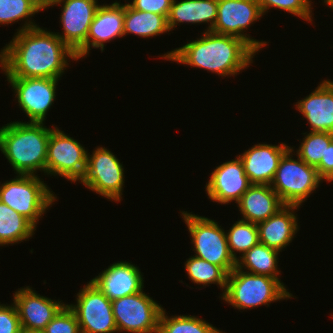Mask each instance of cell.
<instances>
[{
	"label": "cell",
	"instance_id": "obj_24",
	"mask_svg": "<svg viewBox=\"0 0 333 333\" xmlns=\"http://www.w3.org/2000/svg\"><path fill=\"white\" fill-rule=\"evenodd\" d=\"M166 32L170 31L164 15L135 10L125 3L124 35L132 33L149 38Z\"/></svg>",
	"mask_w": 333,
	"mask_h": 333
},
{
	"label": "cell",
	"instance_id": "obj_10",
	"mask_svg": "<svg viewBox=\"0 0 333 333\" xmlns=\"http://www.w3.org/2000/svg\"><path fill=\"white\" fill-rule=\"evenodd\" d=\"M124 172L119 159L110 150L98 147L92 155L87 153L86 172L80 183L111 201L119 202L122 198Z\"/></svg>",
	"mask_w": 333,
	"mask_h": 333
},
{
	"label": "cell",
	"instance_id": "obj_5",
	"mask_svg": "<svg viewBox=\"0 0 333 333\" xmlns=\"http://www.w3.org/2000/svg\"><path fill=\"white\" fill-rule=\"evenodd\" d=\"M56 198L37 175L18 174L0 186V202L26 217L35 226Z\"/></svg>",
	"mask_w": 333,
	"mask_h": 333
},
{
	"label": "cell",
	"instance_id": "obj_35",
	"mask_svg": "<svg viewBox=\"0 0 333 333\" xmlns=\"http://www.w3.org/2000/svg\"><path fill=\"white\" fill-rule=\"evenodd\" d=\"M172 2L173 0H133L128 4L135 10L153 12L167 18Z\"/></svg>",
	"mask_w": 333,
	"mask_h": 333
},
{
	"label": "cell",
	"instance_id": "obj_8",
	"mask_svg": "<svg viewBox=\"0 0 333 333\" xmlns=\"http://www.w3.org/2000/svg\"><path fill=\"white\" fill-rule=\"evenodd\" d=\"M87 151L80 142L59 128H52L47 144L46 174L71 182L81 181L87 167Z\"/></svg>",
	"mask_w": 333,
	"mask_h": 333
},
{
	"label": "cell",
	"instance_id": "obj_3",
	"mask_svg": "<svg viewBox=\"0 0 333 333\" xmlns=\"http://www.w3.org/2000/svg\"><path fill=\"white\" fill-rule=\"evenodd\" d=\"M44 123L10 122L0 128V150L16 174L46 173L47 144L51 128Z\"/></svg>",
	"mask_w": 333,
	"mask_h": 333
},
{
	"label": "cell",
	"instance_id": "obj_12",
	"mask_svg": "<svg viewBox=\"0 0 333 333\" xmlns=\"http://www.w3.org/2000/svg\"><path fill=\"white\" fill-rule=\"evenodd\" d=\"M63 4L60 22L63 34L57 36L76 54L77 59L86 56V39L94 19L98 0H57L50 6Z\"/></svg>",
	"mask_w": 333,
	"mask_h": 333
},
{
	"label": "cell",
	"instance_id": "obj_17",
	"mask_svg": "<svg viewBox=\"0 0 333 333\" xmlns=\"http://www.w3.org/2000/svg\"><path fill=\"white\" fill-rule=\"evenodd\" d=\"M109 300L143 291L144 280L137 266L119 261L90 280Z\"/></svg>",
	"mask_w": 333,
	"mask_h": 333
},
{
	"label": "cell",
	"instance_id": "obj_9",
	"mask_svg": "<svg viewBox=\"0 0 333 333\" xmlns=\"http://www.w3.org/2000/svg\"><path fill=\"white\" fill-rule=\"evenodd\" d=\"M111 302L118 332L158 333L163 307L143 291Z\"/></svg>",
	"mask_w": 333,
	"mask_h": 333
},
{
	"label": "cell",
	"instance_id": "obj_2",
	"mask_svg": "<svg viewBox=\"0 0 333 333\" xmlns=\"http://www.w3.org/2000/svg\"><path fill=\"white\" fill-rule=\"evenodd\" d=\"M256 51L241 38L205 31L197 40L167 52L162 57L220 76H235L249 67Z\"/></svg>",
	"mask_w": 333,
	"mask_h": 333
},
{
	"label": "cell",
	"instance_id": "obj_16",
	"mask_svg": "<svg viewBox=\"0 0 333 333\" xmlns=\"http://www.w3.org/2000/svg\"><path fill=\"white\" fill-rule=\"evenodd\" d=\"M22 329L43 331L66 305L36 293L31 287L21 288L13 295Z\"/></svg>",
	"mask_w": 333,
	"mask_h": 333
},
{
	"label": "cell",
	"instance_id": "obj_11",
	"mask_svg": "<svg viewBox=\"0 0 333 333\" xmlns=\"http://www.w3.org/2000/svg\"><path fill=\"white\" fill-rule=\"evenodd\" d=\"M76 305H68L76 314L81 333H118L112 302L91 281L78 292Z\"/></svg>",
	"mask_w": 333,
	"mask_h": 333
},
{
	"label": "cell",
	"instance_id": "obj_36",
	"mask_svg": "<svg viewBox=\"0 0 333 333\" xmlns=\"http://www.w3.org/2000/svg\"><path fill=\"white\" fill-rule=\"evenodd\" d=\"M316 170L323 180L333 181V140L326 147L325 161H321L316 166Z\"/></svg>",
	"mask_w": 333,
	"mask_h": 333
},
{
	"label": "cell",
	"instance_id": "obj_30",
	"mask_svg": "<svg viewBox=\"0 0 333 333\" xmlns=\"http://www.w3.org/2000/svg\"><path fill=\"white\" fill-rule=\"evenodd\" d=\"M228 248L234 260H238L237 254L241 256L259 243L258 226L255 223L239 220L226 232Z\"/></svg>",
	"mask_w": 333,
	"mask_h": 333
},
{
	"label": "cell",
	"instance_id": "obj_29",
	"mask_svg": "<svg viewBox=\"0 0 333 333\" xmlns=\"http://www.w3.org/2000/svg\"><path fill=\"white\" fill-rule=\"evenodd\" d=\"M164 308L159 317L158 333H222L205 320L191 315L168 317Z\"/></svg>",
	"mask_w": 333,
	"mask_h": 333
},
{
	"label": "cell",
	"instance_id": "obj_34",
	"mask_svg": "<svg viewBox=\"0 0 333 333\" xmlns=\"http://www.w3.org/2000/svg\"><path fill=\"white\" fill-rule=\"evenodd\" d=\"M12 305L0 304V333H21L19 315L15 304Z\"/></svg>",
	"mask_w": 333,
	"mask_h": 333
},
{
	"label": "cell",
	"instance_id": "obj_31",
	"mask_svg": "<svg viewBox=\"0 0 333 333\" xmlns=\"http://www.w3.org/2000/svg\"><path fill=\"white\" fill-rule=\"evenodd\" d=\"M304 136L297 157H300L306 164L316 167L321 161H325L326 147L333 140V133L314 132L303 133Z\"/></svg>",
	"mask_w": 333,
	"mask_h": 333
},
{
	"label": "cell",
	"instance_id": "obj_21",
	"mask_svg": "<svg viewBox=\"0 0 333 333\" xmlns=\"http://www.w3.org/2000/svg\"><path fill=\"white\" fill-rule=\"evenodd\" d=\"M295 209L299 206L284 205L267 220L258 223L259 242L279 252L287 247L299 230Z\"/></svg>",
	"mask_w": 333,
	"mask_h": 333
},
{
	"label": "cell",
	"instance_id": "obj_28",
	"mask_svg": "<svg viewBox=\"0 0 333 333\" xmlns=\"http://www.w3.org/2000/svg\"><path fill=\"white\" fill-rule=\"evenodd\" d=\"M43 10L44 8L37 0H0V25L27 19L17 32L38 27L37 24L28 19Z\"/></svg>",
	"mask_w": 333,
	"mask_h": 333
},
{
	"label": "cell",
	"instance_id": "obj_14",
	"mask_svg": "<svg viewBox=\"0 0 333 333\" xmlns=\"http://www.w3.org/2000/svg\"><path fill=\"white\" fill-rule=\"evenodd\" d=\"M29 122L43 123L56 96L59 79L6 77Z\"/></svg>",
	"mask_w": 333,
	"mask_h": 333
},
{
	"label": "cell",
	"instance_id": "obj_15",
	"mask_svg": "<svg viewBox=\"0 0 333 333\" xmlns=\"http://www.w3.org/2000/svg\"><path fill=\"white\" fill-rule=\"evenodd\" d=\"M251 185L243 162L237 155L234 160L217 166L205 187L207 196L213 202L228 204L237 203Z\"/></svg>",
	"mask_w": 333,
	"mask_h": 333
},
{
	"label": "cell",
	"instance_id": "obj_32",
	"mask_svg": "<svg viewBox=\"0 0 333 333\" xmlns=\"http://www.w3.org/2000/svg\"><path fill=\"white\" fill-rule=\"evenodd\" d=\"M263 15L270 7L278 8L298 16L306 21H312V8L310 0H256Z\"/></svg>",
	"mask_w": 333,
	"mask_h": 333
},
{
	"label": "cell",
	"instance_id": "obj_20",
	"mask_svg": "<svg viewBox=\"0 0 333 333\" xmlns=\"http://www.w3.org/2000/svg\"><path fill=\"white\" fill-rule=\"evenodd\" d=\"M125 4L113 2L100 5L89 27L86 39V55L90 47L104 50V43L124 36Z\"/></svg>",
	"mask_w": 333,
	"mask_h": 333
},
{
	"label": "cell",
	"instance_id": "obj_37",
	"mask_svg": "<svg viewBox=\"0 0 333 333\" xmlns=\"http://www.w3.org/2000/svg\"><path fill=\"white\" fill-rule=\"evenodd\" d=\"M37 1L44 9H48V7L50 8V5L57 0H37Z\"/></svg>",
	"mask_w": 333,
	"mask_h": 333
},
{
	"label": "cell",
	"instance_id": "obj_1",
	"mask_svg": "<svg viewBox=\"0 0 333 333\" xmlns=\"http://www.w3.org/2000/svg\"><path fill=\"white\" fill-rule=\"evenodd\" d=\"M76 54L56 35L39 26L17 32L0 52L7 77L60 79Z\"/></svg>",
	"mask_w": 333,
	"mask_h": 333
},
{
	"label": "cell",
	"instance_id": "obj_22",
	"mask_svg": "<svg viewBox=\"0 0 333 333\" xmlns=\"http://www.w3.org/2000/svg\"><path fill=\"white\" fill-rule=\"evenodd\" d=\"M243 218L258 224L274 215L284 204L270 185L252 184L237 202Z\"/></svg>",
	"mask_w": 333,
	"mask_h": 333
},
{
	"label": "cell",
	"instance_id": "obj_27",
	"mask_svg": "<svg viewBox=\"0 0 333 333\" xmlns=\"http://www.w3.org/2000/svg\"><path fill=\"white\" fill-rule=\"evenodd\" d=\"M184 268L194 284H201L203 287L216 284L224 290L222 294L225 293L228 273L222 267L193 255L187 259Z\"/></svg>",
	"mask_w": 333,
	"mask_h": 333
},
{
	"label": "cell",
	"instance_id": "obj_25",
	"mask_svg": "<svg viewBox=\"0 0 333 333\" xmlns=\"http://www.w3.org/2000/svg\"><path fill=\"white\" fill-rule=\"evenodd\" d=\"M280 252L267 247L265 244L258 243L247 251L242 257H238L236 267L240 270H248V273L256 275H266L272 278H278L280 271L278 267V254ZM245 267V268H244ZM250 271V272H249Z\"/></svg>",
	"mask_w": 333,
	"mask_h": 333
},
{
	"label": "cell",
	"instance_id": "obj_6",
	"mask_svg": "<svg viewBox=\"0 0 333 333\" xmlns=\"http://www.w3.org/2000/svg\"><path fill=\"white\" fill-rule=\"evenodd\" d=\"M293 151L290 147L281 157L270 186L284 205L300 207L323 179L316 167L306 164L300 157L293 159Z\"/></svg>",
	"mask_w": 333,
	"mask_h": 333
},
{
	"label": "cell",
	"instance_id": "obj_23",
	"mask_svg": "<svg viewBox=\"0 0 333 333\" xmlns=\"http://www.w3.org/2000/svg\"><path fill=\"white\" fill-rule=\"evenodd\" d=\"M218 0H173L167 17L169 31L179 23H208L211 31L216 23Z\"/></svg>",
	"mask_w": 333,
	"mask_h": 333
},
{
	"label": "cell",
	"instance_id": "obj_19",
	"mask_svg": "<svg viewBox=\"0 0 333 333\" xmlns=\"http://www.w3.org/2000/svg\"><path fill=\"white\" fill-rule=\"evenodd\" d=\"M295 105L307 119L310 131L333 133V81H322L311 94Z\"/></svg>",
	"mask_w": 333,
	"mask_h": 333
},
{
	"label": "cell",
	"instance_id": "obj_26",
	"mask_svg": "<svg viewBox=\"0 0 333 333\" xmlns=\"http://www.w3.org/2000/svg\"><path fill=\"white\" fill-rule=\"evenodd\" d=\"M35 230L30 220L0 202V246L26 241Z\"/></svg>",
	"mask_w": 333,
	"mask_h": 333
},
{
	"label": "cell",
	"instance_id": "obj_7",
	"mask_svg": "<svg viewBox=\"0 0 333 333\" xmlns=\"http://www.w3.org/2000/svg\"><path fill=\"white\" fill-rule=\"evenodd\" d=\"M182 218L191 235L195 256L222 267L228 274L236 267L231 256L226 232L215 220L182 211Z\"/></svg>",
	"mask_w": 333,
	"mask_h": 333
},
{
	"label": "cell",
	"instance_id": "obj_13",
	"mask_svg": "<svg viewBox=\"0 0 333 333\" xmlns=\"http://www.w3.org/2000/svg\"><path fill=\"white\" fill-rule=\"evenodd\" d=\"M262 16L263 13L256 0H218L216 23L211 31L241 38L259 52L267 42L252 39L243 31Z\"/></svg>",
	"mask_w": 333,
	"mask_h": 333
},
{
	"label": "cell",
	"instance_id": "obj_38",
	"mask_svg": "<svg viewBox=\"0 0 333 333\" xmlns=\"http://www.w3.org/2000/svg\"><path fill=\"white\" fill-rule=\"evenodd\" d=\"M21 333H44V332L43 331H38V330L22 329Z\"/></svg>",
	"mask_w": 333,
	"mask_h": 333
},
{
	"label": "cell",
	"instance_id": "obj_39",
	"mask_svg": "<svg viewBox=\"0 0 333 333\" xmlns=\"http://www.w3.org/2000/svg\"><path fill=\"white\" fill-rule=\"evenodd\" d=\"M324 3H326V5H329L333 9V0H324Z\"/></svg>",
	"mask_w": 333,
	"mask_h": 333
},
{
	"label": "cell",
	"instance_id": "obj_18",
	"mask_svg": "<svg viewBox=\"0 0 333 333\" xmlns=\"http://www.w3.org/2000/svg\"><path fill=\"white\" fill-rule=\"evenodd\" d=\"M289 148L285 143L279 145L259 143L239 154L250 183L270 185L281 157Z\"/></svg>",
	"mask_w": 333,
	"mask_h": 333
},
{
	"label": "cell",
	"instance_id": "obj_33",
	"mask_svg": "<svg viewBox=\"0 0 333 333\" xmlns=\"http://www.w3.org/2000/svg\"><path fill=\"white\" fill-rule=\"evenodd\" d=\"M44 333H81L77 316L66 304L47 324Z\"/></svg>",
	"mask_w": 333,
	"mask_h": 333
},
{
	"label": "cell",
	"instance_id": "obj_4",
	"mask_svg": "<svg viewBox=\"0 0 333 333\" xmlns=\"http://www.w3.org/2000/svg\"><path fill=\"white\" fill-rule=\"evenodd\" d=\"M292 296L277 278L251 274L235 267L228 274L226 290L221 299L234 308L245 310L259 305L269 306L271 302Z\"/></svg>",
	"mask_w": 333,
	"mask_h": 333
}]
</instances>
